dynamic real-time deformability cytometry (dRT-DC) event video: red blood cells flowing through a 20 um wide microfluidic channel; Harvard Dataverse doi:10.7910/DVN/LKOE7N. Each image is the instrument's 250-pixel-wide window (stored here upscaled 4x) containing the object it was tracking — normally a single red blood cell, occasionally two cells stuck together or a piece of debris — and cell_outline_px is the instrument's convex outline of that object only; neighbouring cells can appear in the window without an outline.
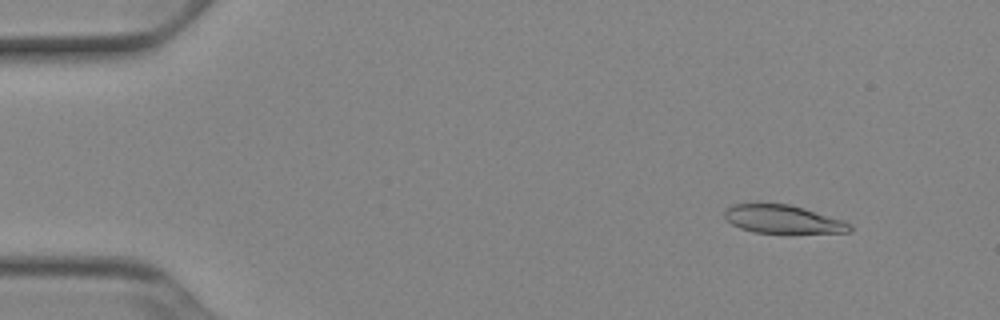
{"species": "Egyptian fruit bat (a non-hibernating species)", "species_latin": "Rousettus aegyptiacus", "temperature_condition": "cold", "stored_images_in_passage": 52, "camera_frame_rate_fps": 3000, "um_per_image_px": 0.085, "animal": {"sex": "female"}, "frame": {"image": 1, "passage_image": 6, "time_ms": 1.667, "image_size_px": [1000, 320], "cell_outline_px": [[852, 228], [848, 232], [756, 232], [740, 228], [732, 224], [724, 216], [724, 212], [732, 204], [756, 200], [788, 204], [804, 208], [844, 220], [852, 224]], "centroid_in_image_um": [66.48, 18.57], "position_along_channel_um": 18.5, "area_um2": 20.98}}
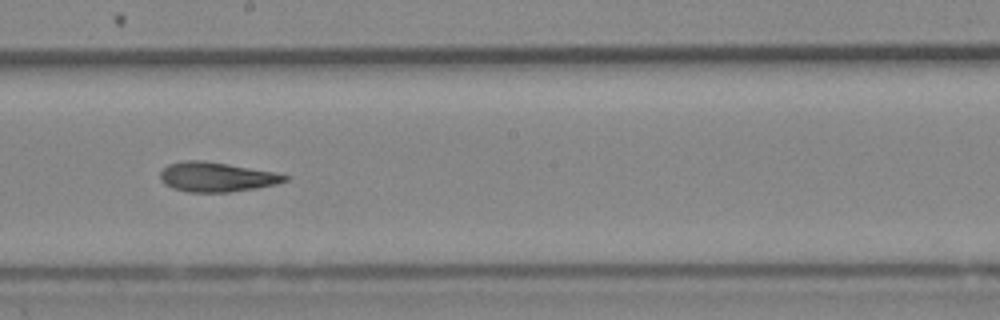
{"frame": {"image": 2, "passage_image": 30, "time_ms": 9.667, "image_size_px": [1000, 320], "cell_outline_px": [[288, 180], [276, 184], [256, 188], [228, 192], [188, 192], [172, 188], [164, 184], [160, 180], [160, 172], [168, 164], [184, 160], [204, 160], [276, 172], [288, 176]], "centroid_in_image_um": [18.38, 15.04], "position_along_channel_um": 229.8, "area_um2": 21.56}}
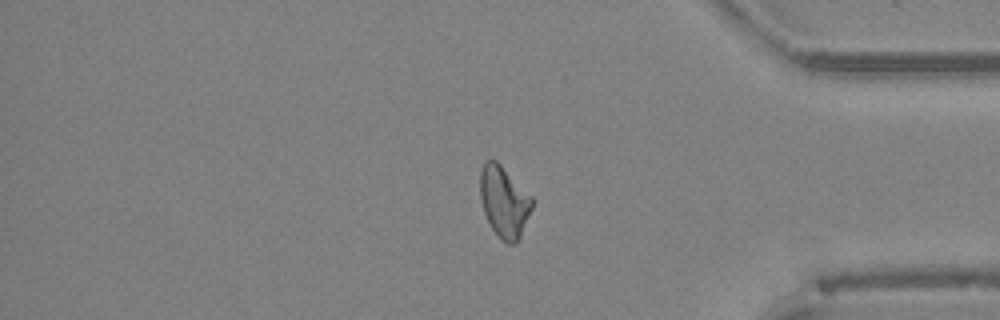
{"frame": {"image": 3, "passage_image": 44, "time_ms": 14.333, "image_size_px": [1000, 320], "cell_outline_px": [[532, 208], [520, 236], [512, 244], [508, 244], [500, 240], [492, 228], [484, 212], [480, 196], [480, 168], [488, 160], [496, 160], [532, 196]], "centroid_in_image_um": [42.84, 17.14], "position_along_channel_um": 392.4, "area_um2": 21.27}, "authors_computed_cell_mechanics": {"area_um2": 21.675, "velocity_mm_per_s": 3.9189, "shape_relaxation_time_tau1_ms": null, "shape_relaxation_time_tau2_ms": 4.6551, "deformation_change_tau1": null, "deformation_change_tau2": 0.1248}}